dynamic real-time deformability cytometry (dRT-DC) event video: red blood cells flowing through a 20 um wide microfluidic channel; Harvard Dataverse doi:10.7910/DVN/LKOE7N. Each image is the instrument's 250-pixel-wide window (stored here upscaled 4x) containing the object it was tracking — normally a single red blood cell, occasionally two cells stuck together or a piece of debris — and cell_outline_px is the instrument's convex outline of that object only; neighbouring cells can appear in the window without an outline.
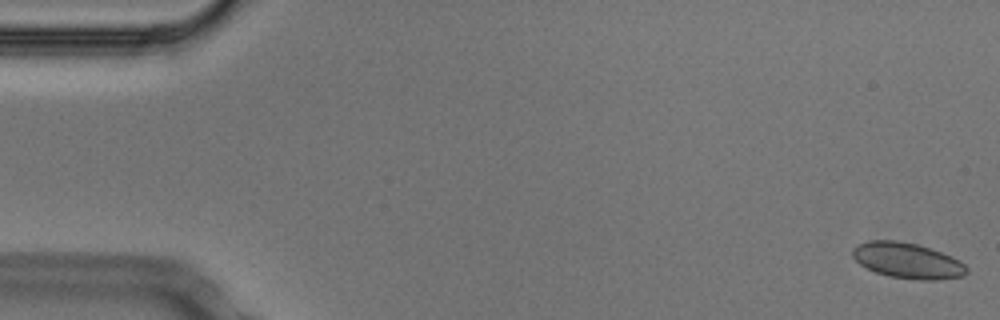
{"species": "Egyptian fruit bat (a non-hibernating species)", "species_latin": "Rousettus aegyptiacus", "temperature_condition": "cold", "stored_images_in_passage": 53, "camera_frame_rate_fps": 3000, "um_per_image_px": 0.085, "animal": {"sex": "male"}, "frame": {"image": 1, "passage_image": 1, "time_ms": 0.0, "image_size_px": [1000, 320], "cell_outline_px": [[968, 272], [964, 276], [936, 280], [916, 280], [888, 276], [876, 272], [860, 264], [852, 256], [852, 248], [856, 244], [868, 240], [896, 240], [916, 244], [952, 256], [960, 260], [968, 268]], "centroid_in_image_um": [77.13, 22.15], "position_along_channel_um": 7.9, "area_um2": 23.81}}
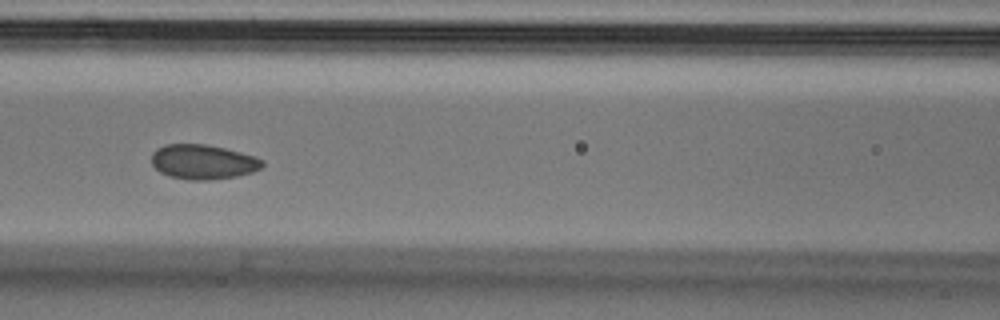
{"frame": {"image": 2, "passage_image": 23, "time_ms": 7.333, "image_size_px": [1000, 320], "cell_outline_px": [[264, 164], [260, 168], [252, 172], [236, 176], [208, 180], [188, 180], [168, 176], [160, 172], [152, 164], [152, 152], [156, 148], [164, 144], [208, 144], [256, 156], [264, 160]], "centroid_in_image_um": [17.25, 13.75], "position_along_channel_um": 149.4, "area_um2": 22.54}}
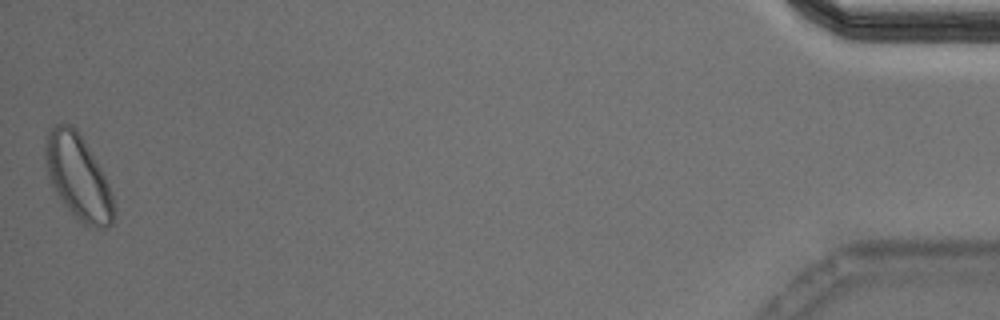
{"frame": {"image": 3, "passage_image": 53, "time_ms": 17.333, "image_size_px": [1000, 320], "cell_outline_px": [[116, 216], [112, 224], [108, 228], [96, 228], [84, 224], [64, 204], [56, 192], [48, 176], [44, 156], [44, 144], [48, 128], [56, 124], [72, 124], [76, 128], [84, 140], [100, 168], [108, 184], [116, 208]], "centroid_in_image_um": [6.64, 15.04], "position_along_channel_um": 428.6, "area_um2": 33.81}, "authors_computed_cell_mechanics": {"area_um2": 22.831, "velocity_mm_per_s": 3.7251, "shape_relaxation_time_tau1_ms": 2.1424, "shape_relaxation_time_tau2_ms": 2.2885, "deformation_change_tau1": 0.0431, "deformation_change_tau2": 0.0466}}